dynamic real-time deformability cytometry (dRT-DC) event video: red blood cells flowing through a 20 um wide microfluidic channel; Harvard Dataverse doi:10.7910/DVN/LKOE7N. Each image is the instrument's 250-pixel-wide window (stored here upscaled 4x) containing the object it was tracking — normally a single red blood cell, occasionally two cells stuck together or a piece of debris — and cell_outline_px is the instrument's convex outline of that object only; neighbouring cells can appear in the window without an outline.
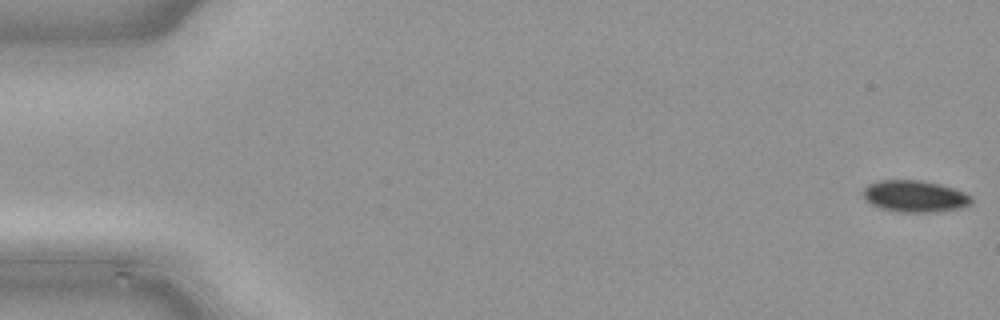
{"species": "common noctule bat (a hibernating species)", "species_latin": "Nyctalus noctula", "temperature_condition": "cold", "stored_images_in_passage": 49, "camera_frame_rate_fps": 3000, "um_per_image_px": 0.085, "animal": {"sex": "male", "body_mass_g": 21.5, "forearm_length_mm": 52.0}, "frame": {"image": 1, "passage_image": 1, "time_ms": 0.0, "image_size_px": [1000, 320], "cell_outline_px": [[972, 200], [968, 204], [960, 208], [936, 212], [896, 212], [880, 208], [864, 200], [864, 188], [868, 184], [880, 180], [920, 180], [940, 184], [964, 192], [972, 196]], "centroid_in_image_um": [77.73, 16.68], "position_along_channel_um": 7.3, "area_um2": 20.0}}
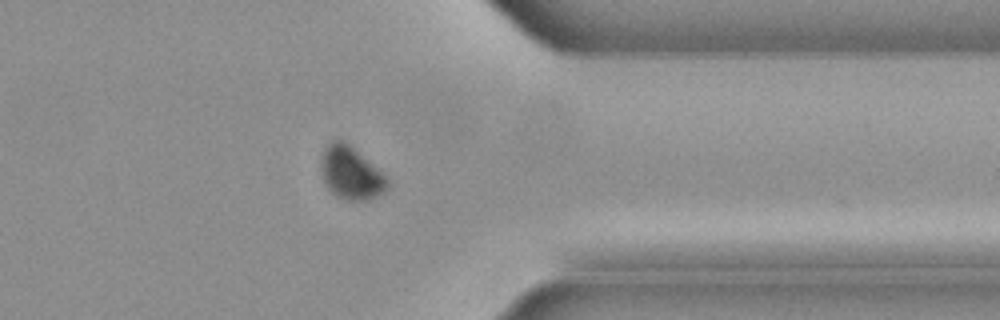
{"frame": {"image": 2, "passage_image": 39, "time_ms": 12.667, "image_size_px": [1000, 320], "cell_outline_px": [[388, 188], [384, 192], [368, 200], [348, 200], [336, 196], [324, 184], [320, 168], [320, 160], [324, 148], [332, 140], [340, 140], [348, 144], [388, 176]], "centroid_in_image_um": [29.82, 14.72], "position_along_channel_um": 381.6, "area_um2": 20.46}}
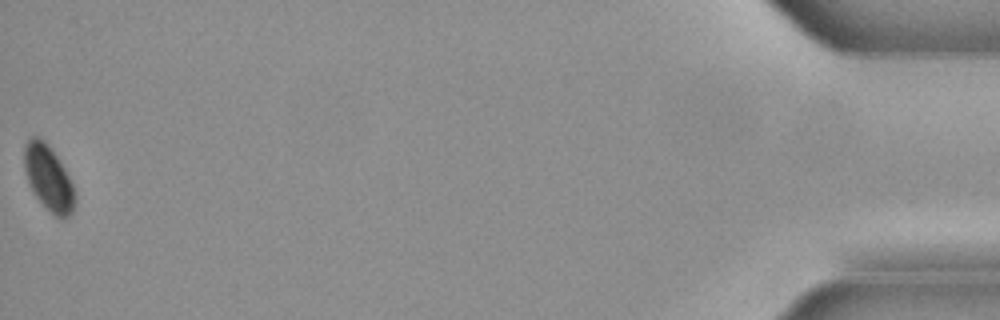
{"frame": {"image": 3, "passage_image": 49, "time_ms": 16.0, "image_size_px": [1000, 320], "cell_outline_px": [[72, 212], [68, 216], [56, 216], [36, 196], [28, 180], [24, 168], [24, 144], [32, 136], [40, 136], [48, 144], [64, 168], [72, 184]], "centroid_in_image_um": [4.06, 15.03], "position_along_channel_um": 431.1, "area_um2": 18.32}}